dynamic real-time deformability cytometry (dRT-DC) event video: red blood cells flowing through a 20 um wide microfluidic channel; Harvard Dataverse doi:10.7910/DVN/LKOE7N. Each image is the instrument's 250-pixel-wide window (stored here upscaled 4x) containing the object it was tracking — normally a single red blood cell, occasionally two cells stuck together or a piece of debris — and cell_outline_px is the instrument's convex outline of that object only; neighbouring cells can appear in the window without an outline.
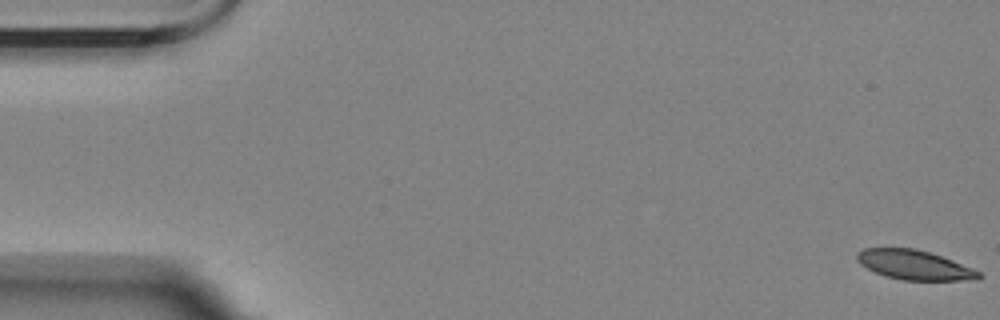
{"species": "Egyptian fruit bat (a non-hibernating species)", "species_latin": "Rousettus aegyptiacus", "temperature_condition": "room temperature", "stored_images_in_passage": 16, "camera_frame_rate_fps": 3000, "um_per_image_px": 0.085, "animal": {"sex": "female"}, "frame": {"image": 1, "passage_image": 1, "time_ms": 0.0, "image_size_px": [1000, 320], "cell_outline_px": [[984, 276], [976, 280], [900, 280], [884, 276], [860, 264], [856, 260], [856, 252], [864, 248], [916, 248], [952, 260], [972, 268], [980, 272]], "centroid_in_image_um": [77.71, 22.52], "position_along_channel_um": 7.3, "area_um2": 20.98}}
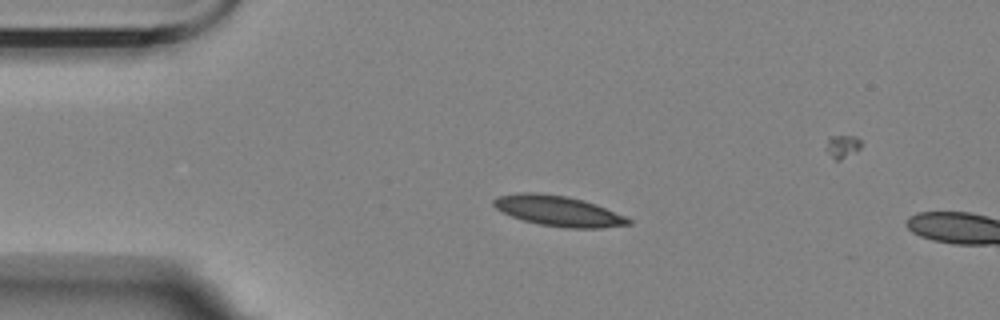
{"frame": {"image": 2, "passage_image": 13, "time_ms": 4.0, "image_size_px": [1000, 320], "cell_outline_px": [[632, 224], [600, 228], [568, 228], [540, 224], [524, 220], [512, 216], [496, 208], [492, 204], [492, 200], [496, 196], [524, 192], [536, 192], [568, 196], [584, 200], [596, 204], [624, 216], [632, 220]], "centroid_in_image_um": [47.45, 17.92], "position_along_channel_um": 37.5, "area_um2": 23.76}}